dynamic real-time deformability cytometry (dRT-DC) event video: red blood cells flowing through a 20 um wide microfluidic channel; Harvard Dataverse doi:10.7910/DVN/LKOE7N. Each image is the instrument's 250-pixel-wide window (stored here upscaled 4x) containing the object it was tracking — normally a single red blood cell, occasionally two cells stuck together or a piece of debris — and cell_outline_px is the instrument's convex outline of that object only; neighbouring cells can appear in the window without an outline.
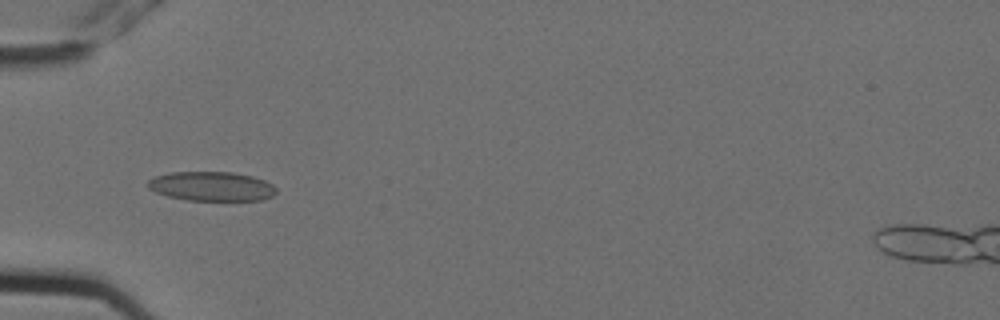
{"species": "Egyptian fruit bat (a non-hibernating species)", "species_latin": "Rousettus aegyptiacus", "temperature_condition": "cold", "stored_images_in_passage": 7, "camera_frame_rate_fps": 3000, "um_per_image_px": 0.085, "animal": {"sex": "female"}, "frame": {"image": 1, "passage_image": 5, "time_ms": 1.333, "image_size_px": [1000, 320], "cell_outline_px": [[276, 192], [272, 196], [264, 200], [188, 200], [168, 196], [156, 192], [148, 188], [148, 180], [156, 176], [172, 172], [232, 172], [252, 176], [264, 180], [272, 184], [276, 188]], "centroid_in_image_um": [18.0, 15.83], "position_along_channel_um": 67.0, "area_um2": 21.85}}
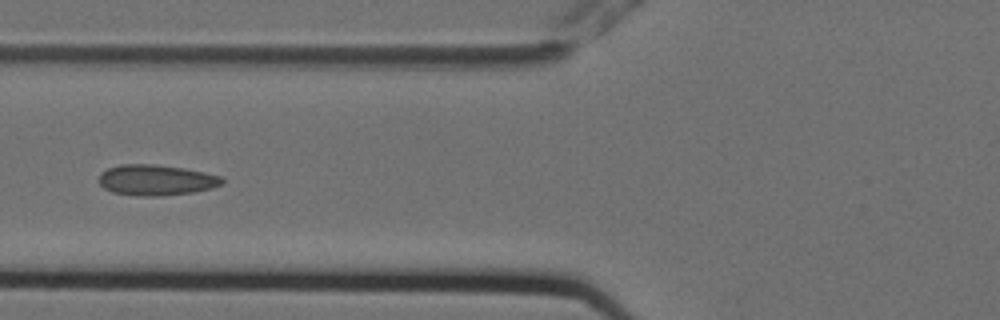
{"frame": {"image": 2, "passage_image": 6, "time_ms": 1.667, "image_size_px": [1000, 320], "cell_outline_px": [[224, 184], [212, 188], [192, 192], [160, 196], [136, 196], [112, 192], [104, 188], [96, 180], [100, 172], [108, 168], [120, 164], [152, 164], [184, 168], [204, 172], [220, 176], [224, 180]], "centroid_in_image_um": [13.23, 15.3], "position_along_channel_um": 112.6, "area_um2": 22.25}}
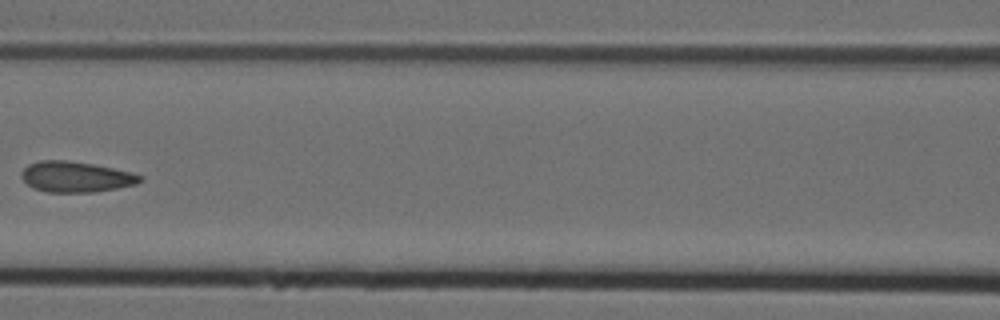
{"frame": {"image": 3, "passage_image": 7, "time_ms": 2.0, "image_size_px": [1000, 320], "cell_outline_px": [[144, 180], [136, 184], [116, 188], [92, 192], [48, 192], [32, 188], [20, 176], [20, 172], [28, 164], [40, 160], [68, 160], [92, 164], [132, 172], [144, 176]], "centroid_in_image_um": [6.44, 15.02], "position_along_channel_um": 160.2, "area_um2": 21.27}}